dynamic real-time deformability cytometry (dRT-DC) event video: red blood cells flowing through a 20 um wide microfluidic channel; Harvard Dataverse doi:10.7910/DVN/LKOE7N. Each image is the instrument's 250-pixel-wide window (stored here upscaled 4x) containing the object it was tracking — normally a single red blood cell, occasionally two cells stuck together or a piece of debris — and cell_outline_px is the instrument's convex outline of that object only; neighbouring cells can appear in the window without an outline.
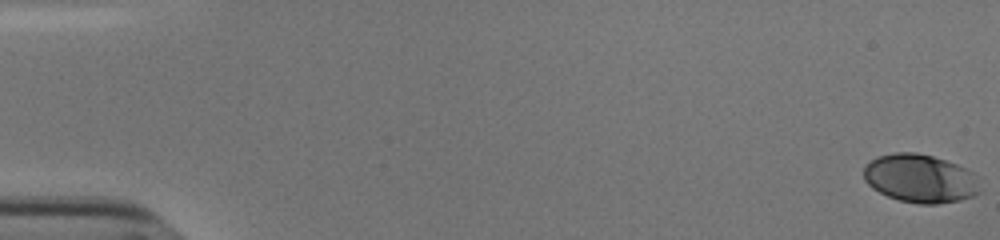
{"species": "human", "species_latin": "Homo sapiens", "temperature_condition": "cold", "stored_images_in_passage": 34, "camera_frame_rate_fps": 3000, "um_per_image_px": 0.085, "donor": {"sex": "male"}, "frame": {"image": 1, "passage_image": 1, "time_ms": 0.0, "image_size_px": [1000, 240], "cell_outline_px": [[980, 192], [972, 196], [960, 200], [936, 204], [920, 204], [900, 200], [888, 196], [872, 188], [864, 180], [864, 168], [872, 160], [880, 156], [896, 152], [916, 152], [932, 156], [956, 164], [980, 176]], "centroid_in_image_um": [78.26, 15.18], "position_along_channel_um": 6.7, "area_um2": 32.77}}
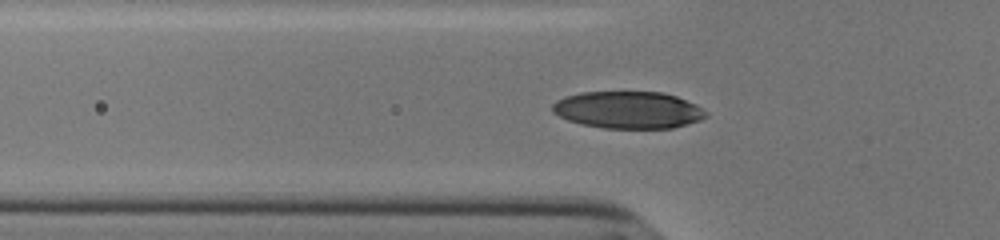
{"frame": {"image": 2, "passage_image": 20, "time_ms": 6.333, "image_size_px": [1000, 240], "cell_outline_px": [[708, 116], [700, 120], [672, 128], [604, 128], [580, 124], [568, 120], [552, 112], [552, 104], [556, 100], [564, 96], [580, 92], [664, 92], [676, 96], [696, 104], [704, 108], [708, 112]], "centroid_in_image_um": [53.4, 9.34], "position_along_channel_um": 72.4, "area_um2": 33.41}}
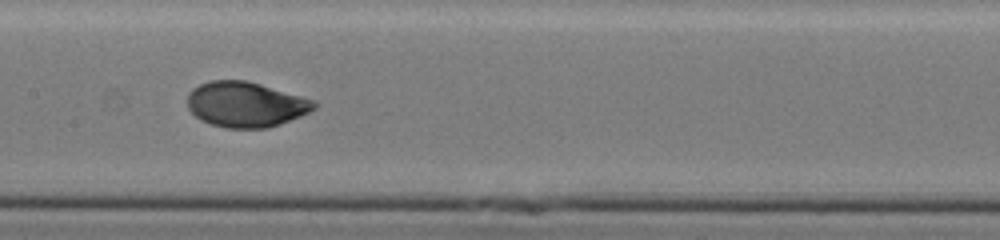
{"frame": {"image": 3, "passage_image": 29, "time_ms": 9.333, "image_size_px": [1000, 240], "cell_outline_px": [[320, 104], [316, 108], [300, 116], [280, 124], [268, 128], [224, 128], [200, 120], [188, 108], [188, 92], [192, 88], [200, 84], [212, 80], [244, 80], [260, 84], [316, 100]], "centroid_in_image_um": [20.9, 8.88], "position_along_channel_um": 186.5, "area_um2": 33.52}}